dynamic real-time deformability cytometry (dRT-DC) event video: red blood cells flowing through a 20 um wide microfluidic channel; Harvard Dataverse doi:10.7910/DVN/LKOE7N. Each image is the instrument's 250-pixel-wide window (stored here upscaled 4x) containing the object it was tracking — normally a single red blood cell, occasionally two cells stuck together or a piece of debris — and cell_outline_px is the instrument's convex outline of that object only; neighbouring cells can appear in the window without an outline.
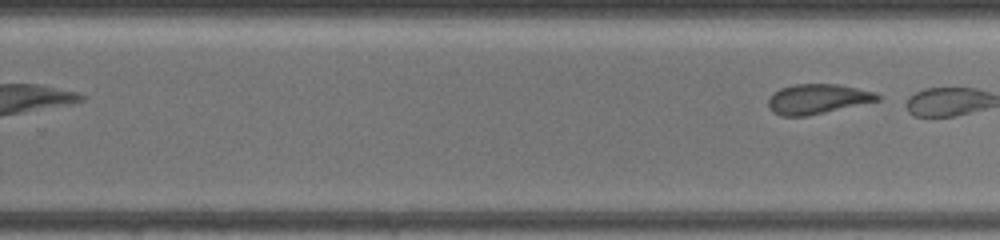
{"species": "common noctule bat (a hibernating species)", "species_latin": "Nyctalus noctula", "temperature_condition": "warm", "stored_images_in_passage": 19, "segment_of_instrument_passage": [2, 2], "camera_frame_rate_fps": 3000, "um_per_image_px": 0.085, "animal": {"sex": "female", "body_mass_g": 19.5, "forearm_length_mm": 54.1}, "frame": {"image": 1, "passage_image": 19, "time_ms": 7.333, "image_size_px": [1000, 240], "cell_outline_px": [[880, 100], [808, 116], [780, 116], [772, 112], [768, 104], [768, 100], [780, 88], [796, 84], [836, 84], [876, 92], [880, 96]], "centroid_in_image_um": [69.49, 8.42], "position_along_channel_um": 260.3, "area_um2": 18.84}}